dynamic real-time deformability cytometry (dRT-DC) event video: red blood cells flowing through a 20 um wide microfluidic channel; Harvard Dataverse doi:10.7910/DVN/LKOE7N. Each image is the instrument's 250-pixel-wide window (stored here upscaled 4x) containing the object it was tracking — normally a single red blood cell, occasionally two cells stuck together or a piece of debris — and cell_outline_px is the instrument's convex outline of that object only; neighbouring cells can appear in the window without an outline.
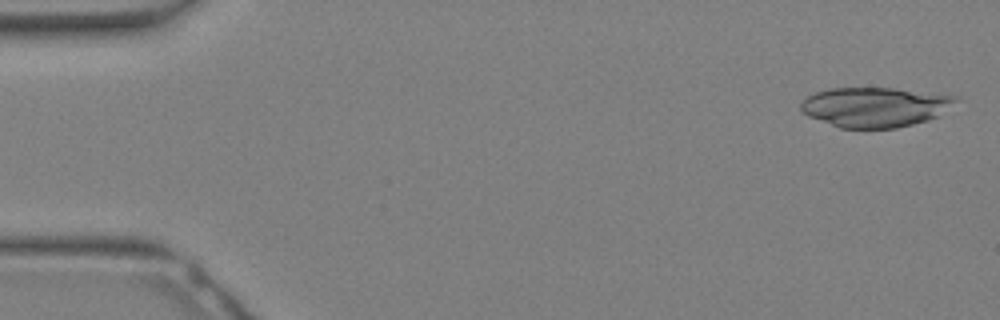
{"species": "Egyptian fruit bat (a non-hibernating species)", "species_latin": "Rousettus aegyptiacus", "temperature_condition": "warm", "stored_images_in_passage": 8, "camera_frame_rate_fps": 3000, "um_per_image_px": 0.085, "animal": {"sex": "female"}, "frame": {"image": 1, "passage_image": 1, "time_ms": 0.0, "image_size_px": [1000, 320], "cell_outline_px": [[960, 100], [936, 116], [928, 120], [896, 128], [840, 128], [808, 116], [800, 108], [800, 104], [808, 96], [816, 92], [828, 88], [892, 88], [960, 96]], "centroid_in_image_um": [74.38, 9.09], "position_along_channel_um": 10.6, "area_um2": 35.78}}